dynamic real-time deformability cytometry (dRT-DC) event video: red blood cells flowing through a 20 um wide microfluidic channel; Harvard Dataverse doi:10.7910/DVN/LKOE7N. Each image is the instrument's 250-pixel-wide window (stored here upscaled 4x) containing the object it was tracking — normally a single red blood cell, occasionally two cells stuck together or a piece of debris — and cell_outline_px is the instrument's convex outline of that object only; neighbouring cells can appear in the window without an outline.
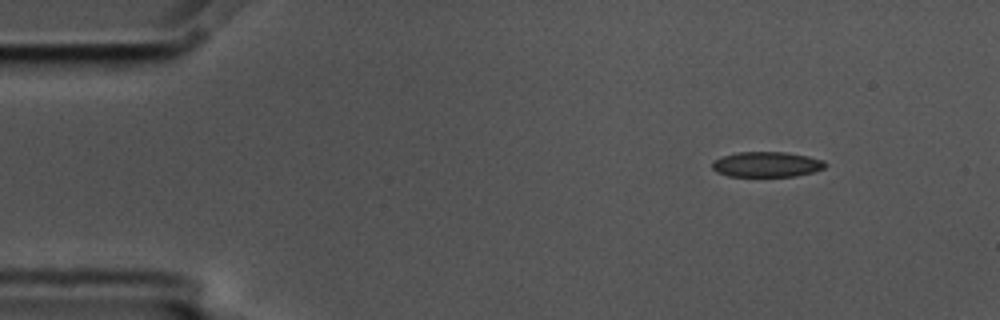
{"species": "common noctule bat (a hibernating species)", "species_latin": "Nyctalus noctula", "temperature_condition": "cold", "stored_images_in_passage": 3, "camera_frame_rate_fps": 3000, "um_per_image_px": 0.085, "animal": {"sex": "male", "body_mass_g": 17.5, "forearm_length_mm": 52.3}, "frame": {"image": 1, "passage_image": 1, "time_ms": 0.0, "image_size_px": [1000, 320], "cell_outline_px": [[828, 164], [824, 168], [812, 172], [796, 176], [728, 176], [716, 172], [712, 168], [712, 160], [736, 152], [784, 152], [808, 156], [824, 160]], "centroid_in_image_um": [65.16, 13.97], "position_along_channel_um": 19.8, "area_um2": 16.7}}
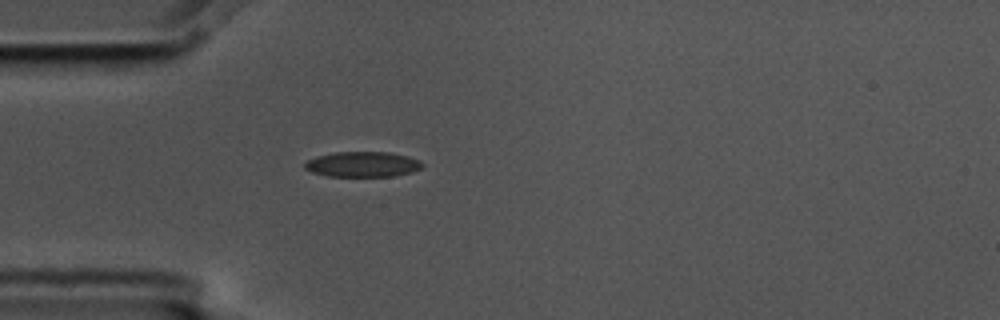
{"frame": {"image": 2, "passage_image": 3, "time_ms": 0.667, "image_size_px": [1000, 320], "cell_outline_px": [[424, 164], [420, 168], [412, 172], [392, 176], [328, 176], [312, 172], [304, 168], [304, 164], [308, 160], [320, 156], [336, 152], [388, 152], [408, 156], [420, 160]], "centroid_in_image_um": [30.85, 13.97], "position_along_channel_um": 54.2, "area_um2": 17.17}}